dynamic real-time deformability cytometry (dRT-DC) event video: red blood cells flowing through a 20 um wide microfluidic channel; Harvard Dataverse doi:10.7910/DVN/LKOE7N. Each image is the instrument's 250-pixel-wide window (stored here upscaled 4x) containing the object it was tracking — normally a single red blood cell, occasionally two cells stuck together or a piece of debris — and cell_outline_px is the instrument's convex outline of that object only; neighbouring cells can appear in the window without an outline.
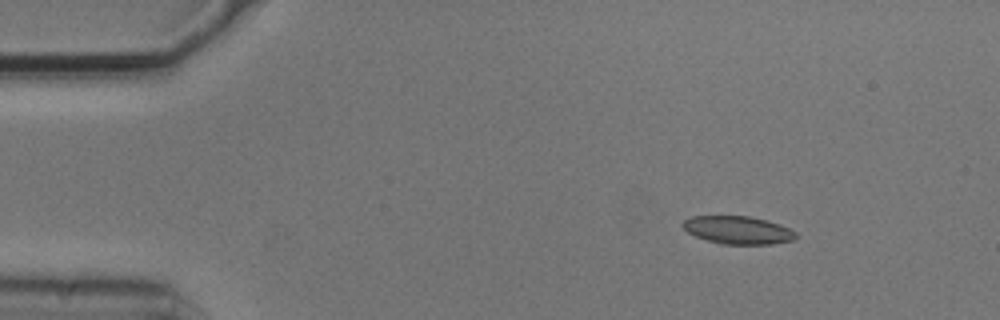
{"species": "common noctule bat (a hibernating species)", "species_latin": "Nyctalus noctula", "temperature_condition": "cold", "stored_images_in_passage": 8, "camera_frame_rate_fps": 3000, "um_per_image_px": 0.085, "animal": {"sex": "male", "body_mass_g": 20.5, "forearm_length_mm": 52.5}, "frame": {"image": 1, "passage_image": 1, "time_ms": 0.0, "image_size_px": [1000, 320], "cell_outline_px": [[796, 236], [792, 240], [772, 244], [720, 244], [696, 236], [688, 232], [680, 224], [684, 220], [692, 216], [748, 216], [780, 224], [796, 232]], "centroid_in_image_um": [62.7, 19.55], "position_along_channel_um": 22.3, "area_um2": 18.21}}
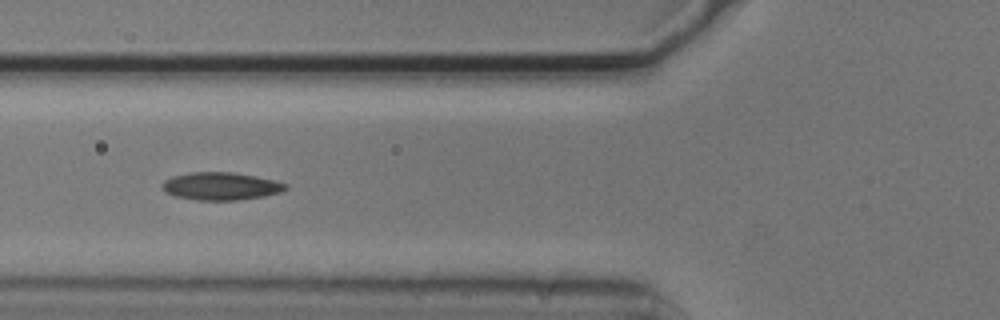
{"frame": {"image": 2, "passage_image": 4, "time_ms": 1.0, "image_size_px": [1000, 320], "cell_outline_px": [[288, 188], [280, 192], [264, 196], [240, 200], [196, 200], [176, 196], [164, 192], [160, 184], [164, 180], [172, 176], [192, 172], [232, 172], [256, 176], [276, 180], [288, 184]], "centroid_in_image_um": [18.77, 15.82], "position_along_channel_um": 107.0, "area_um2": 20.11}}
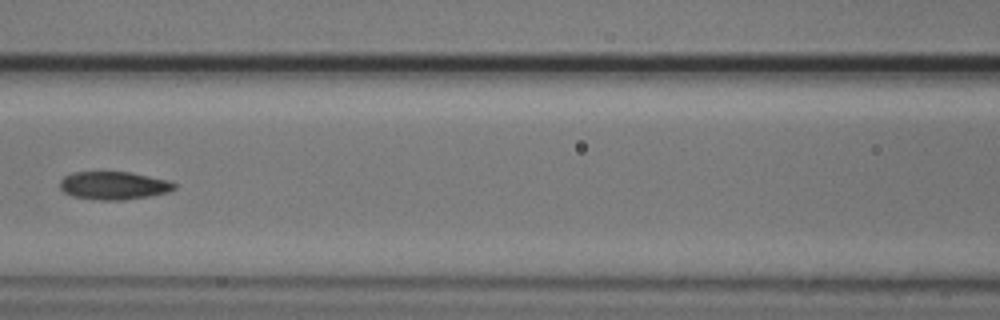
{"frame": {"image": 3, "passage_image": 5, "time_ms": 1.333, "image_size_px": [1000, 320], "cell_outline_px": [[176, 188], [168, 192], [148, 196], [124, 200], [100, 200], [72, 196], [64, 192], [60, 188], [60, 180], [64, 176], [72, 172], [132, 172], [168, 180], [176, 184]], "centroid_in_image_um": [9.66, 15.76], "position_along_channel_um": 156.9, "area_um2": 18.73}}